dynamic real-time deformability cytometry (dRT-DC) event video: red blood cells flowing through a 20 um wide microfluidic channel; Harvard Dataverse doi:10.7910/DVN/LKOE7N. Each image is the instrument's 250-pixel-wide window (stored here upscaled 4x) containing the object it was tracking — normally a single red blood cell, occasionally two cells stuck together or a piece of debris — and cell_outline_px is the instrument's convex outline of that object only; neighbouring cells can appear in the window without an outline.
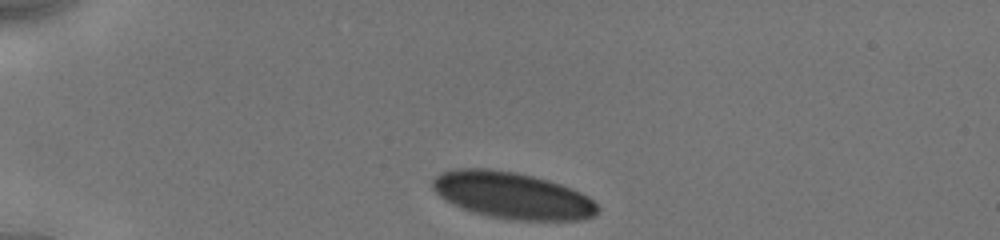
{"species": "human", "species_latin": "Homo sapiens", "temperature_condition": "cold", "stored_images_in_passage": 25, "camera_frame_rate_fps": 3000, "um_per_image_px": 0.085, "donor": {"sex": "male"}, "frame": {"image": 1, "passage_image": 1, "time_ms": 0.0, "image_size_px": [1000, 240], "cell_outline_px": [[600, 208], [592, 216], [580, 220], [512, 220], [484, 216], [460, 208], [452, 204], [440, 196], [432, 188], [432, 180], [440, 172], [460, 168], [488, 168], [516, 172], [548, 180], [572, 188], [588, 196]], "centroid_in_image_um": [43.51, 16.61], "position_along_channel_um": 41.5, "area_um2": 45.03}}
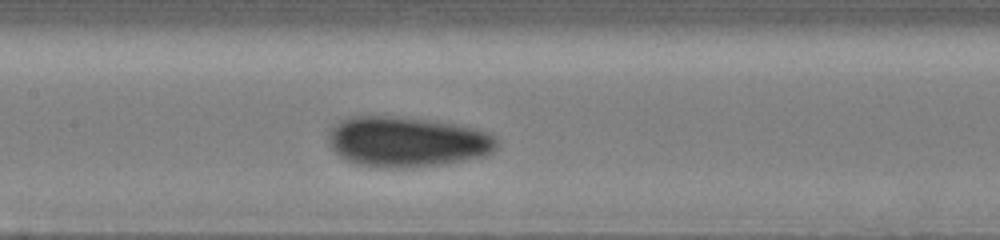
{"frame": {"image": 2, "passage_image": 15, "time_ms": 4.667, "image_size_px": [1000, 240], "cell_outline_px": [[496, 148], [492, 152], [484, 156], [464, 160], [440, 164], [400, 168], [384, 168], [356, 164], [344, 160], [328, 144], [328, 128], [332, 124], [348, 116], [396, 116], [436, 120], [460, 124], [476, 128], [488, 132], [496, 136]], "centroid_in_image_um": [34.56, 12.02], "position_along_channel_um": 172.8, "area_um2": 50.17}}
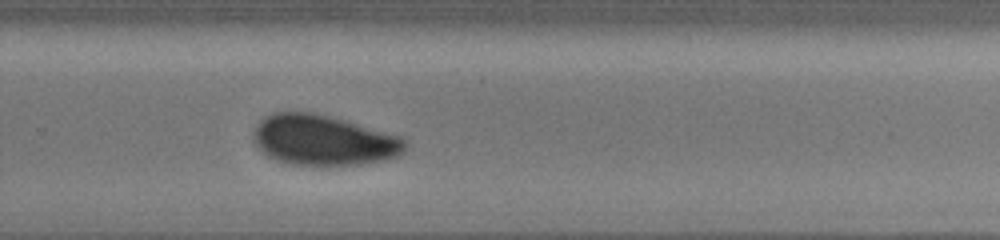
{"frame": {"image": 3, "passage_image": 25, "time_ms": 8.0, "image_size_px": [1000, 240], "cell_outline_px": [[408, 144], [404, 152], [396, 156], [384, 160], [360, 164], [292, 164], [276, 160], [268, 156], [252, 140], [252, 132], [256, 124], [264, 116], [272, 112], [312, 112], [344, 120], [400, 136], [408, 140]], "centroid_in_image_um": [27.47, 11.9], "position_along_channel_um": 302.3, "area_um2": 44.33}}